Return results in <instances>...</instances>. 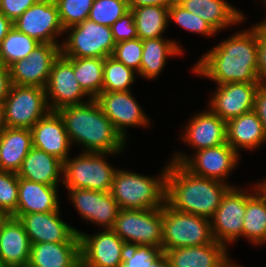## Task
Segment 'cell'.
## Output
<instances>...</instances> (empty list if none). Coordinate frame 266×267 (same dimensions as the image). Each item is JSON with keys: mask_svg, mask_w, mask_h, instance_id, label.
<instances>
[{"mask_svg": "<svg viewBox=\"0 0 266 267\" xmlns=\"http://www.w3.org/2000/svg\"><path fill=\"white\" fill-rule=\"evenodd\" d=\"M168 164L156 177L117 168L110 192L120 209L161 208L165 203Z\"/></svg>", "mask_w": 266, "mask_h": 267, "instance_id": "4", "label": "cell"}, {"mask_svg": "<svg viewBox=\"0 0 266 267\" xmlns=\"http://www.w3.org/2000/svg\"><path fill=\"white\" fill-rule=\"evenodd\" d=\"M32 147L30 129L6 127L0 133V171L17 173Z\"/></svg>", "mask_w": 266, "mask_h": 267, "instance_id": "30", "label": "cell"}, {"mask_svg": "<svg viewBox=\"0 0 266 267\" xmlns=\"http://www.w3.org/2000/svg\"><path fill=\"white\" fill-rule=\"evenodd\" d=\"M254 111L262 123L266 136V83H262L256 91Z\"/></svg>", "mask_w": 266, "mask_h": 267, "instance_id": "45", "label": "cell"}, {"mask_svg": "<svg viewBox=\"0 0 266 267\" xmlns=\"http://www.w3.org/2000/svg\"><path fill=\"white\" fill-rule=\"evenodd\" d=\"M58 189V186L18 177V205L11 216L18 219L24 214L57 211L60 208Z\"/></svg>", "mask_w": 266, "mask_h": 267, "instance_id": "23", "label": "cell"}, {"mask_svg": "<svg viewBox=\"0 0 266 267\" xmlns=\"http://www.w3.org/2000/svg\"><path fill=\"white\" fill-rule=\"evenodd\" d=\"M29 267H81L80 242L31 244Z\"/></svg>", "mask_w": 266, "mask_h": 267, "instance_id": "27", "label": "cell"}, {"mask_svg": "<svg viewBox=\"0 0 266 267\" xmlns=\"http://www.w3.org/2000/svg\"><path fill=\"white\" fill-rule=\"evenodd\" d=\"M262 2H264V5L266 6V0H263ZM261 22L266 23V19L264 21L262 20Z\"/></svg>", "mask_w": 266, "mask_h": 267, "instance_id": "54", "label": "cell"}, {"mask_svg": "<svg viewBox=\"0 0 266 267\" xmlns=\"http://www.w3.org/2000/svg\"><path fill=\"white\" fill-rule=\"evenodd\" d=\"M168 20L169 23L172 20L186 31L201 34L203 36L211 37L218 33L210 24L199 16L186 10L177 1L169 7Z\"/></svg>", "mask_w": 266, "mask_h": 267, "instance_id": "36", "label": "cell"}, {"mask_svg": "<svg viewBox=\"0 0 266 267\" xmlns=\"http://www.w3.org/2000/svg\"><path fill=\"white\" fill-rule=\"evenodd\" d=\"M229 267H244V266H241V265H239V264H235L234 261L231 260V261L229 262Z\"/></svg>", "mask_w": 266, "mask_h": 267, "instance_id": "52", "label": "cell"}, {"mask_svg": "<svg viewBox=\"0 0 266 267\" xmlns=\"http://www.w3.org/2000/svg\"><path fill=\"white\" fill-rule=\"evenodd\" d=\"M68 33V34H66ZM61 54L68 58H106L112 56L116 42L111 27L86 19L64 30Z\"/></svg>", "mask_w": 266, "mask_h": 267, "instance_id": "7", "label": "cell"}, {"mask_svg": "<svg viewBox=\"0 0 266 267\" xmlns=\"http://www.w3.org/2000/svg\"><path fill=\"white\" fill-rule=\"evenodd\" d=\"M213 241L209 219L163 204V252L174 248L207 245Z\"/></svg>", "mask_w": 266, "mask_h": 267, "instance_id": "6", "label": "cell"}, {"mask_svg": "<svg viewBox=\"0 0 266 267\" xmlns=\"http://www.w3.org/2000/svg\"><path fill=\"white\" fill-rule=\"evenodd\" d=\"M57 211L47 213H31L21 215L18 220L22 223L31 244L80 242L77 228L68 225Z\"/></svg>", "mask_w": 266, "mask_h": 267, "instance_id": "18", "label": "cell"}, {"mask_svg": "<svg viewBox=\"0 0 266 267\" xmlns=\"http://www.w3.org/2000/svg\"><path fill=\"white\" fill-rule=\"evenodd\" d=\"M162 252L160 247L151 245L127 246L123 262L118 267H149Z\"/></svg>", "mask_w": 266, "mask_h": 267, "instance_id": "40", "label": "cell"}, {"mask_svg": "<svg viewBox=\"0 0 266 267\" xmlns=\"http://www.w3.org/2000/svg\"><path fill=\"white\" fill-rule=\"evenodd\" d=\"M261 187L266 191V178L260 181Z\"/></svg>", "mask_w": 266, "mask_h": 267, "instance_id": "53", "label": "cell"}, {"mask_svg": "<svg viewBox=\"0 0 266 267\" xmlns=\"http://www.w3.org/2000/svg\"><path fill=\"white\" fill-rule=\"evenodd\" d=\"M253 184L254 188L246 190L243 237L251 245L261 246L266 243V191L261 187L260 182Z\"/></svg>", "mask_w": 266, "mask_h": 267, "instance_id": "29", "label": "cell"}, {"mask_svg": "<svg viewBox=\"0 0 266 267\" xmlns=\"http://www.w3.org/2000/svg\"><path fill=\"white\" fill-rule=\"evenodd\" d=\"M95 100L125 141L128 137L127 127L146 128L151 124L131 91H102Z\"/></svg>", "mask_w": 266, "mask_h": 267, "instance_id": "14", "label": "cell"}, {"mask_svg": "<svg viewBox=\"0 0 266 267\" xmlns=\"http://www.w3.org/2000/svg\"><path fill=\"white\" fill-rule=\"evenodd\" d=\"M18 205V175L15 172L0 171V209L12 215Z\"/></svg>", "mask_w": 266, "mask_h": 267, "instance_id": "41", "label": "cell"}, {"mask_svg": "<svg viewBox=\"0 0 266 267\" xmlns=\"http://www.w3.org/2000/svg\"><path fill=\"white\" fill-rule=\"evenodd\" d=\"M176 0H127L129 8H136L142 6H164L170 7Z\"/></svg>", "mask_w": 266, "mask_h": 267, "instance_id": "47", "label": "cell"}, {"mask_svg": "<svg viewBox=\"0 0 266 267\" xmlns=\"http://www.w3.org/2000/svg\"><path fill=\"white\" fill-rule=\"evenodd\" d=\"M13 28V22L0 11V44Z\"/></svg>", "mask_w": 266, "mask_h": 267, "instance_id": "48", "label": "cell"}, {"mask_svg": "<svg viewBox=\"0 0 266 267\" xmlns=\"http://www.w3.org/2000/svg\"><path fill=\"white\" fill-rule=\"evenodd\" d=\"M168 161L165 203L172 209L210 220L223 196L235 185L194 175L181 163Z\"/></svg>", "mask_w": 266, "mask_h": 267, "instance_id": "2", "label": "cell"}, {"mask_svg": "<svg viewBox=\"0 0 266 267\" xmlns=\"http://www.w3.org/2000/svg\"><path fill=\"white\" fill-rule=\"evenodd\" d=\"M149 267H172L170 261L166 258V254L162 252Z\"/></svg>", "mask_w": 266, "mask_h": 267, "instance_id": "49", "label": "cell"}, {"mask_svg": "<svg viewBox=\"0 0 266 267\" xmlns=\"http://www.w3.org/2000/svg\"><path fill=\"white\" fill-rule=\"evenodd\" d=\"M13 26L40 43L61 44L56 38L64 36L54 0H39L14 21Z\"/></svg>", "mask_w": 266, "mask_h": 267, "instance_id": "15", "label": "cell"}, {"mask_svg": "<svg viewBox=\"0 0 266 267\" xmlns=\"http://www.w3.org/2000/svg\"><path fill=\"white\" fill-rule=\"evenodd\" d=\"M17 175L32 182L59 186L60 179L63 182V177H61L63 162L45 151L32 147L24 158Z\"/></svg>", "mask_w": 266, "mask_h": 267, "instance_id": "28", "label": "cell"}, {"mask_svg": "<svg viewBox=\"0 0 266 267\" xmlns=\"http://www.w3.org/2000/svg\"><path fill=\"white\" fill-rule=\"evenodd\" d=\"M163 206L157 209H120L112 230L127 244L162 249Z\"/></svg>", "mask_w": 266, "mask_h": 267, "instance_id": "8", "label": "cell"}, {"mask_svg": "<svg viewBox=\"0 0 266 267\" xmlns=\"http://www.w3.org/2000/svg\"><path fill=\"white\" fill-rule=\"evenodd\" d=\"M135 74L138 73L126 67L114 57H106L104 59L102 91H131L130 86L136 82Z\"/></svg>", "mask_w": 266, "mask_h": 267, "instance_id": "35", "label": "cell"}, {"mask_svg": "<svg viewBox=\"0 0 266 267\" xmlns=\"http://www.w3.org/2000/svg\"><path fill=\"white\" fill-rule=\"evenodd\" d=\"M57 112L64 122L71 144L83 146L82 152L122 155L127 141L115 130L95 99L63 107Z\"/></svg>", "mask_w": 266, "mask_h": 267, "instance_id": "3", "label": "cell"}, {"mask_svg": "<svg viewBox=\"0 0 266 267\" xmlns=\"http://www.w3.org/2000/svg\"><path fill=\"white\" fill-rule=\"evenodd\" d=\"M181 138L195 151L227 143L226 121L209 108L197 112L184 127Z\"/></svg>", "mask_w": 266, "mask_h": 267, "instance_id": "20", "label": "cell"}, {"mask_svg": "<svg viewBox=\"0 0 266 267\" xmlns=\"http://www.w3.org/2000/svg\"><path fill=\"white\" fill-rule=\"evenodd\" d=\"M129 10L127 0H94L88 19L111 27Z\"/></svg>", "mask_w": 266, "mask_h": 267, "instance_id": "37", "label": "cell"}, {"mask_svg": "<svg viewBox=\"0 0 266 267\" xmlns=\"http://www.w3.org/2000/svg\"><path fill=\"white\" fill-rule=\"evenodd\" d=\"M31 243L22 223L10 217L0 232V262L3 267L28 266Z\"/></svg>", "mask_w": 266, "mask_h": 267, "instance_id": "24", "label": "cell"}, {"mask_svg": "<svg viewBox=\"0 0 266 267\" xmlns=\"http://www.w3.org/2000/svg\"><path fill=\"white\" fill-rule=\"evenodd\" d=\"M114 153L82 152L63 162V186L66 189H90L110 192L117 171L105 157Z\"/></svg>", "mask_w": 266, "mask_h": 267, "instance_id": "5", "label": "cell"}, {"mask_svg": "<svg viewBox=\"0 0 266 267\" xmlns=\"http://www.w3.org/2000/svg\"><path fill=\"white\" fill-rule=\"evenodd\" d=\"M187 153L174 152L170 161L181 163L194 175L205 177L225 184L231 172L240 162L239 155L228 143Z\"/></svg>", "mask_w": 266, "mask_h": 267, "instance_id": "9", "label": "cell"}, {"mask_svg": "<svg viewBox=\"0 0 266 267\" xmlns=\"http://www.w3.org/2000/svg\"><path fill=\"white\" fill-rule=\"evenodd\" d=\"M46 99L50 111H58L67 106L84 104L91 100L80 87L74 74V58L62 54L53 63L45 86ZM87 97V101H85Z\"/></svg>", "mask_w": 266, "mask_h": 267, "instance_id": "11", "label": "cell"}, {"mask_svg": "<svg viewBox=\"0 0 266 267\" xmlns=\"http://www.w3.org/2000/svg\"><path fill=\"white\" fill-rule=\"evenodd\" d=\"M134 14L138 38L142 41L164 37L169 25V8L164 6H142L129 8Z\"/></svg>", "mask_w": 266, "mask_h": 267, "instance_id": "32", "label": "cell"}, {"mask_svg": "<svg viewBox=\"0 0 266 267\" xmlns=\"http://www.w3.org/2000/svg\"><path fill=\"white\" fill-rule=\"evenodd\" d=\"M228 248L215 240L207 245L165 251L172 267H226L232 260Z\"/></svg>", "mask_w": 266, "mask_h": 267, "instance_id": "22", "label": "cell"}, {"mask_svg": "<svg viewBox=\"0 0 266 267\" xmlns=\"http://www.w3.org/2000/svg\"><path fill=\"white\" fill-rule=\"evenodd\" d=\"M186 10L210 24L219 34L223 29L236 26L246 15L226 0H176Z\"/></svg>", "mask_w": 266, "mask_h": 267, "instance_id": "25", "label": "cell"}, {"mask_svg": "<svg viewBox=\"0 0 266 267\" xmlns=\"http://www.w3.org/2000/svg\"><path fill=\"white\" fill-rule=\"evenodd\" d=\"M40 42L19 32L14 26L0 44V63L9 67L32 52Z\"/></svg>", "mask_w": 266, "mask_h": 267, "instance_id": "34", "label": "cell"}, {"mask_svg": "<svg viewBox=\"0 0 266 267\" xmlns=\"http://www.w3.org/2000/svg\"><path fill=\"white\" fill-rule=\"evenodd\" d=\"M261 84L238 82L217 85L207 108L227 122L254 110L255 94Z\"/></svg>", "mask_w": 266, "mask_h": 267, "instance_id": "19", "label": "cell"}, {"mask_svg": "<svg viewBox=\"0 0 266 267\" xmlns=\"http://www.w3.org/2000/svg\"><path fill=\"white\" fill-rule=\"evenodd\" d=\"M181 54L183 48L178 41L164 37L143 40L140 76L146 80L156 79L163 72L167 59Z\"/></svg>", "mask_w": 266, "mask_h": 267, "instance_id": "31", "label": "cell"}, {"mask_svg": "<svg viewBox=\"0 0 266 267\" xmlns=\"http://www.w3.org/2000/svg\"><path fill=\"white\" fill-rule=\"evenodd\" d=\"M252 27L257 38V76L262 83H266V23L258 22Z\"/></svg>", "mask_w": 266, "mask_h": 267, "instance_id": "43", "label": "cell"}, {"mask_svg": "<svg viewBox=\"0 0 266 267\" xmlns=\"http://www.w3.org/2000/svg\"><path fill=\"white\" fill-rule=\"evenodd\" d=\"M61 44L40 43L28 56L9 66L11 83L45 88Z\"/></svg>", "mask_w": 266, "mask_h": 267, "instance_id": "16", "label": "cell"}, {"mask_svg": "<svg viewBox=\"0 0 266 267\" xmlns=\"http://www.w3.org/2000/svg\"><path fill=\"white\" fill-rule=\"evenodd\" d=\"M143 41L140 38L117 42L112 57L140 76Z\"/></svg>", "mask_w": 266, "mask_h": 267, "instance_id": "39", "label": "cell"}, {"mask_svg": "<svg viewBox=\"0 0 266 267\" xmlns=\"http://www.w3.org/2000/svg\"><path fill=\"white\" fill-rule=\"evenodd\" d=\"M227 143L239 150L253 151L266 143L263 126L256 112L251 110L226 122Z\"/></svg>", "mask_w": 266, "mask_h": 267, "instance_id": "26", "label": "cell"}, {"mask_svg": "<svg viewBox=\"0 0 266 267\" xmlns=\"http://www.w3.org/2000/svg\"><path fill=\"white\" fill-rule=\"evenodd\" d=\"M39 0H0V11L12 22Z\"/></svg>", "mask_w": 266, "mask_h": 267, "instance_id": "44", "label": "cell"}, {"mask_svg": "<svg viewBox=\"0 0 266 267\" xmlns=\"http://www.w3.org/2000/svg\"><path fill=\"white\" fill-rule=\"evenodd\" d=\"M64 30L88 19L94 0H54Z\"/></svg>", "mask_w": 266, "mask_h": 267, "instance_id": "38", "label": "cell"}, {"mask_svg": "<svg viewBox=\"0 0 266 267\" xmlns=\"http://www.w3.org/2000/svg\"><path fill=\"white\" fill-rule=\"evenodd\" d=\"M81 267H118L123 262L127 244L112 230L92 235L79 231Z\"/></svg>", "mask_w": 266, "mask_h": 267, "instance_id": "13", "label": "cell"}, {"mask_svg": "<svg viewBox=\"0 0 266 267\" xmlns=\"http://www.w3.org/2000/svg\"><path fill=\"white\" fill-rule=\"evenodd\" d=\"M208 50L192 67L198 76L225 83H262L257 76V38L255 29L233 33Z\"/></svg>", "mask_w": 266, "mask_h": 267, "instance_id": "1", "label": "cell"}, {"mask_svg": "<svg viewBox=\"0 0 266 267\" xmlns=\"http://www.w3.org/2000/svg\"><path fill=\"white\" fill-rule=\"evenodd\" d=\"M11 85L9 67L0 63V105L8 96Z\"/></svg>", "mask_w": 266, "mask_h": 267, "instance_id": "46", "label": "cell"}, {"mask_svg": "<svg viewBox=\"0 0 266 267\" xmlns=\"http://www.w3.org/2000/svg\"><path fill=\"white\" fill-rule=\"evenodd\" d=\"M104 58H74V74L83 91L95 99L103 87Z\"/></svg>", "mask_w": 266, "mask_h": 267, "instance_id": "33", "label": "cell"}, {"mask_svg": "<svg viewBox=\"0 0 266 267\" xmlns=\"http://www.w3.org/2000/svg\"><path fill=\"white\" fill-rule=\"evenodd\" d=\"M32 146L64 162L70 155L71 142L57 111H49L31 129Z\"/></svg>", "mask_w": 266, "mask_h": 267, "instance_id": "21", "label": "cell"}, {"mask_svg": "<svg viewBox=\"0 0 266 267\" xmlns=\"http://www.w3.org/2000/svg\"><path fill=\"white\" fill-rule=\"evenodd\" d=\"M3 109L6 127L28 129L50 111L45 88L15 84L10 87Z\"/></svg>", "mask_w": 266, "mask_h": 267, "instance_id": "10", "label": "cell"}, {"mask_svg": "<svg viewBox=\"0 0 266 267\" xmlns=\"http://www.w3.org/2000/svg\"><path fill=\"white\" fill-rule=\"evenodd\" d=\"M111 32L116 43L138 38L133 12L129 10L120 19H118L111 26Z\"/></svg>", "mask_w": 266, "mask_h": 267, "instance_id": "42", "label": "cell"}, {"mask_svg": "<svg viewBox=\"0 0 266 267\" xmlns=\"http://www.w3.org/2000/svg\"><path fill=\"white\" fill-rule=\"evenodd\" d=\"M11 215L5 210L0 209V232L4 226V224L8 221Z\"/></svg>", "mask_w": 266, "mask_h": 267, "instance_id": "50", "label": "cell"}, {"mask_svg": "<svg viewBox=\"0 0 266 267\" xmlns=\"http://www.w3.org/2000/svg\"><path fill=\"white\" fill-rule=\"evenodd\" d=\"M246 209V190L231 187L223 196L220 206L210 219L213 238L229 248L243 237V221Z\"/></svg>", "mask_w": 266, "mask_h": 267, "instance_id": "12", "label": "cell"}, {"mask_svg": "<svg viewBox=\"0 0 266 267\" xmlns=\"http://www.w3.org/2000/svg\"><path fill=\"white\" fill-rule=\"evenodd\" d=\"M6 128L3 105H0V133Z\"/></svg>", "mask_w": 266, "mask_h": 267, "instance_id": "51", "label": "cell"}, {"mask_svg": "<svg viewBox=\"0 0 266 267\" xmlns=\"http://www.w3.org/2000/svg\"><path fill=\"white\" fill-rule=\"evenodd\" d=\"M73 207L80 217L101 229H112L120 207L111 192H100L90 189H66Z\"/></svg>", "mask_w": 266, "mask_h": 267, "instance_id": "17", "label": "cell"}]
</instances>
